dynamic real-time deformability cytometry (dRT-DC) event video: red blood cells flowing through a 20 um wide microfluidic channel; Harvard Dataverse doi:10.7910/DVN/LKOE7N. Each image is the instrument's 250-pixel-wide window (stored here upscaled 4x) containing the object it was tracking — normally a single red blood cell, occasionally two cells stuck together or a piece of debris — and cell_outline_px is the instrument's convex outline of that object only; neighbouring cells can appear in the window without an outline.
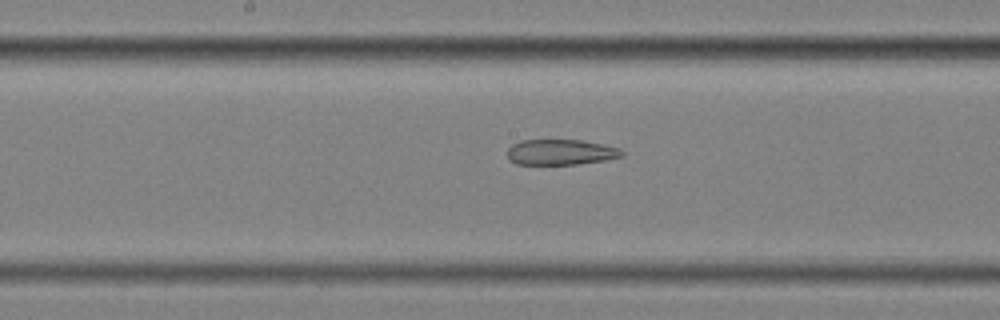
{"species": "common noctule bat (a hibernating species)", "species_latin": "Nyctalus noctula", "temperature_condition": "cold", "stored_images_in_passage": 47, "segment_of_instrument_passage": [2, 2], "camera_frame_rate_fps": 3000, "um_per_image_px": 0.085, "animal": {"sex": "female", "body_mass_g": 25.1}, "frame": {"image": 1, "passage_image": 20, "time_ms": 6.333, "image_size_px": [1000, 320], "cell_outline_px": [[624, 156], [608, 160], [576, 164], [516, 164], [508, 160], [508, 148], [512, 144], [520, 140], [580, 140], [620, 148], [624, 152]], "centroid_in_image_um": [47.66, 12.94], "position_along_channel_um": 200.5, "area_um2": 17.11}}
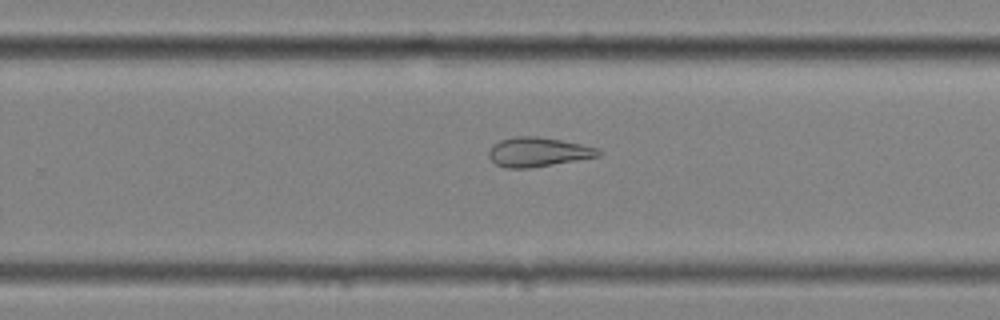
{"frame": {"image": 2, "passage_image": 27, "time_ms": 8.667, "image_size_px": [1000, 320], "cell_outline_px": [[604, 152], [600, 156], [528, 168], [504, 168], [496, 164], [488, 156], [488, 152], [492, 144], [500, 140], [516, 136], [536, 136], [560, 140], [580, 144], [596, 148]], "centroid_in_image_um": [45.7, 12.92], "position_along_channel_um": 284.1, "area_um2": 18.61}}
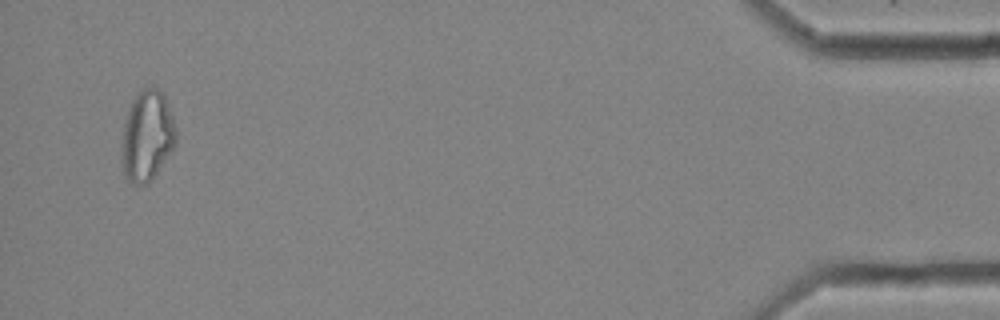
{"frame": {"image": 3, "passage_image": 45, "time_ms": 14.667, "image_size_px": [1000, 320], "cell_outline_px": [[176, 144], [152, 180], [148, 184], [132, 184], [128, 180], [124, 172], [120, 160], [124, 124], [132, 100], [144, 88], [156, 88], [164, 96], [172, 116], [176, 128]], "centroid_in_image_um": [12.5, 11.61], "position_along_channel_um": 422.7, "area_um2": 28.44}}